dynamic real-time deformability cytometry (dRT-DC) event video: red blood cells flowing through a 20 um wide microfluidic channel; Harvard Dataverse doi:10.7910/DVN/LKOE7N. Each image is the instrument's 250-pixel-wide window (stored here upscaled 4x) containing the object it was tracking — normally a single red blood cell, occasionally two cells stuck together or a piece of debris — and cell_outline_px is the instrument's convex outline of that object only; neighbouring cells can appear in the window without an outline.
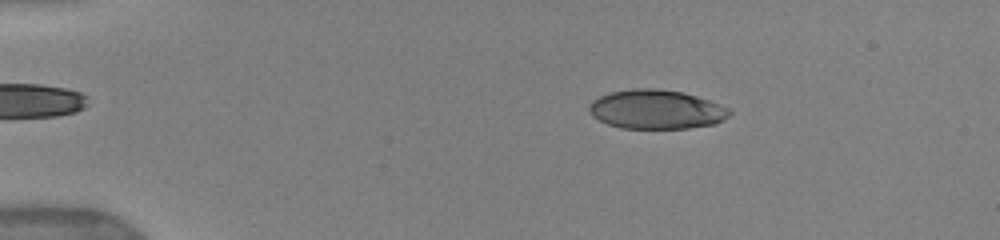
{"species": "human", "species_latin": "Homo sapiens", "temperature_condition": "warm", "stored_images_in_passage": 7, "camera_frame_rate_fps": 3000, "um_per_image_px": 0.085, "donor": {"sex": "female"}, "frame": {"image": 1, "passage_image": 4, "time_ms": 2.0, "image_size_px": [1000, 240], "cell_outline_px": [[732, 112], [724, 120], [716, 124], [688, 128], [620, 128], [608, 124], [592, 116], [588, 108], [592, 100], [608, 92], [632, 88], [656, 88], [684, 92], [720, 104], [728, 108]], "centroid_in_image_um": [55.78, 9.29], "position_along_channel_um": 29.2, "area_um2": 32.19}}